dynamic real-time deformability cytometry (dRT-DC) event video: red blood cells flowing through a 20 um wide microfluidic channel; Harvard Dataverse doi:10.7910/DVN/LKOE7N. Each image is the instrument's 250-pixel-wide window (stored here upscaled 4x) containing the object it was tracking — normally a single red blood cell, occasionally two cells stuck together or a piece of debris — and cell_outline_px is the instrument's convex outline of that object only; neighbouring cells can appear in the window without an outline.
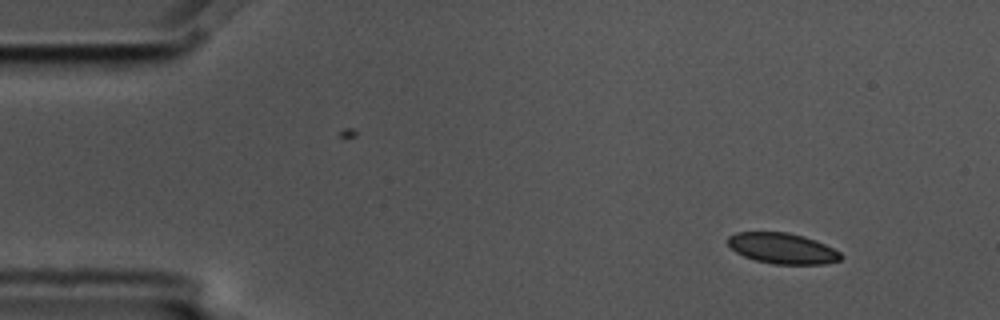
{"species": "common noctule bat (a hibernating species)", "species_latin": "Nyctalus noctula", "temperature_condition": "cold", "stored_images_in_passage": 5, "camera_frame_rate_fps": 3000, "um_per_image_px": 0.085, "animal": {"sex": "male", "body_mass_g": 17.5, "forearm_length_mm": 52.3}, "frame": {"image": 1, "passage_image": 1, "time_ms": 0.0, "image_size_px": [1000, 320], "cell_outline_px": [[844, 256], [840, 260], [824, 264], [772, 264], [756, 260], [744, 256], [736, 252], [728, 244], [728, 236], [736, 232], [788, 232], [804, 236], [816, 240], [840, 252]], "centroid_in_image_um": [66.51, 21.11], "position_along_channel_um": 18.5, "area_um2": 20.23}}
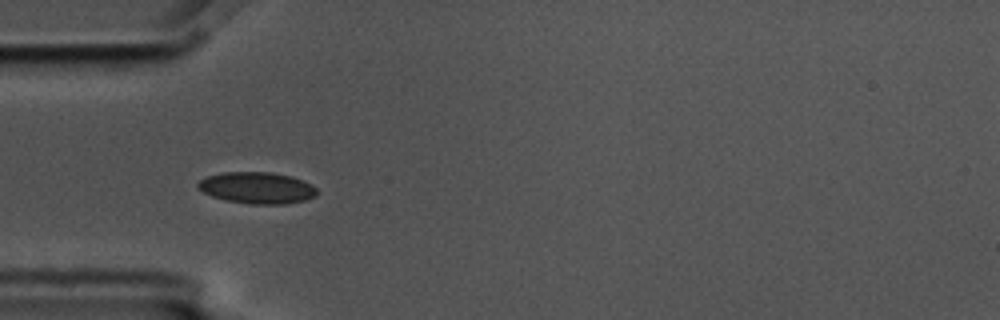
{"frame": {"image": 2, "passage_image": 4, "time_ms": 1.0, "image_size_px": [1000, 320], "cell_outline_px": [[316, 196], [304, 200], [284, 204], [248, 204], [228, 200], [212, 196], [196, 188], [196, 184], [200, 180], [208, 176], [224, 172], [272, 172], [292, 176], [312, 184], [316, 188]], "centroid_in_image_um": [21.85, 15.96], "position_along_channel_um": 63.2, "area_um2": 21.85}}